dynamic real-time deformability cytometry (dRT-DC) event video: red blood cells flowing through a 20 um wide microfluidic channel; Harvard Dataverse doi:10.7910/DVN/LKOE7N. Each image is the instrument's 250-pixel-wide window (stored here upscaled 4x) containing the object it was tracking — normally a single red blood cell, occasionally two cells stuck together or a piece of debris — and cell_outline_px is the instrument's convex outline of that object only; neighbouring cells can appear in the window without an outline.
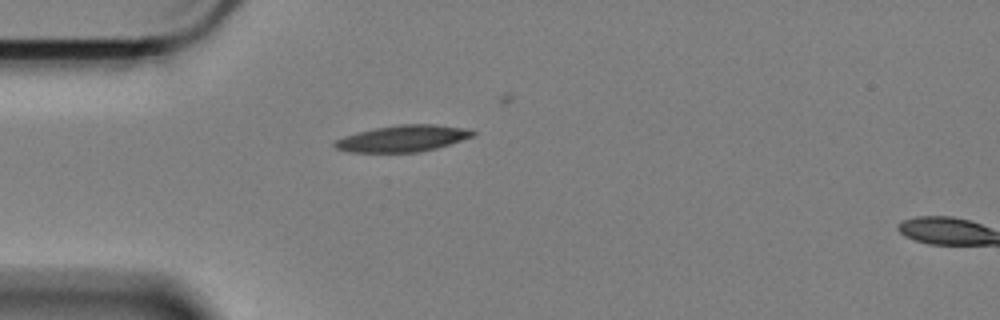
{"species": "Egyptian fruit bat (a non-hibernating species)", "species_latin": "Rousettus aegyptiacus", "temperature_condition": "cold", "stored_images_in_passage": 3, "camera_frame_rate_fps": 3000, "um_per_image_px": 0.085, "animal": {"sex": "female"}, "frame": {"image": 1, "passage_image": 1, "time_ms": 0.0, "image_size_px": [1000, 320], "cell_outline_px": [[476, 132], [472, 136], [436, 148], [420, 152], [348, 152], [336, 148], [332, 144], [336, 140], [344, 136], [356, 132], [376, 128], [400, 124], [436, 124], [468, 128]], "centroid_in_image_um": [34.22, 11.76], "position_along_channel_um": 50.8, "area_um2": 21.21}}